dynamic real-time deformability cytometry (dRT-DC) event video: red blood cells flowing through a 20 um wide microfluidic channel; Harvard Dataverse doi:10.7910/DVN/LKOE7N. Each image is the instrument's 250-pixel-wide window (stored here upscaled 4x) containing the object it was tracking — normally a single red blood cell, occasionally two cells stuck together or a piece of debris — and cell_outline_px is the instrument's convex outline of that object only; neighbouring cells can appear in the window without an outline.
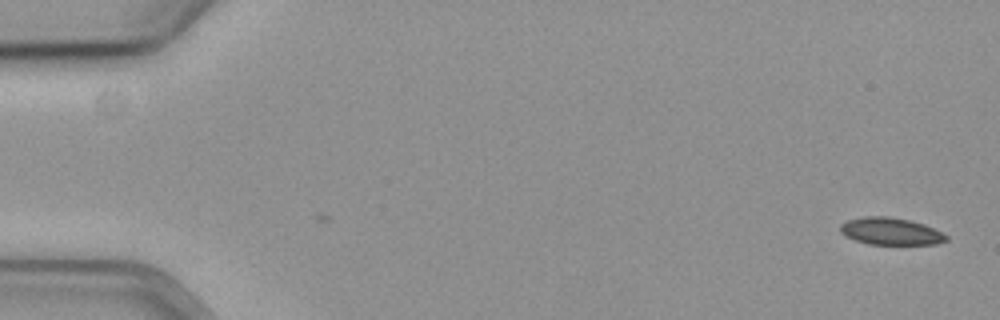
{"species": "common noctule bat (a hibernating species)", "species_latin": "Nyctalus noctula", "temperature_condition": "cold", "stored_images_in_passage": 58, "camera_frame_rate_fps": 3000, "um_per_image_px": 0.085, "animal": {"sex": "female", "body_mass_g": 19.3, "forearm_length_mm": 54.1}, "frame": {"image": 1, "passage_image": 1, "time_ms": 0.0, "image_size_px": [1000, 320], "cell_outline_px": [[948, 240], [936, 244], [868, 244], [844, 236], [840, 232], [840, 224], [848, 220], [864, 216], [888, 216], [908, 220], [924, 224], [948, 236]], "centroid_in_image_um": [75.68, 19.66], "position_along_channel_um": 9.3, "area_um2": 16.7}}
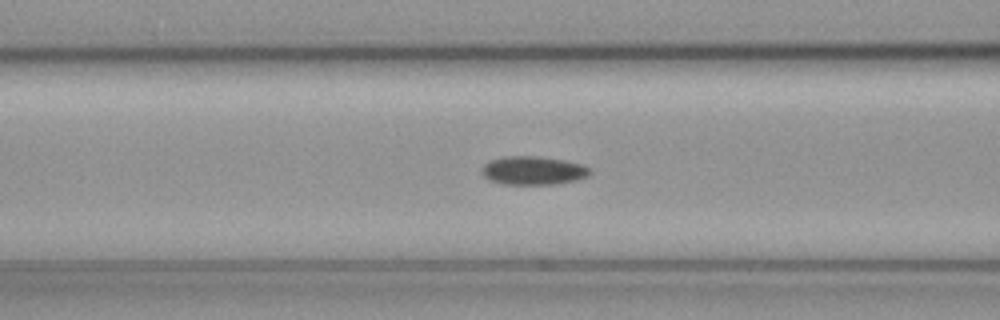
{"frame": {"image": 2, "passage_image": 23, "time_ms": 7.333, "image_size_px": [1000, 320], "cell_outline_px": [[592, 172], [588, 176], [576, 180], [556, 184], [500, 184], [488, 180], [480, 172], [480, 168], [484, 164], [492, 160], [508, 156], [536, 156], [564, 160], [580, 164], [592, 168]], "centroid_in_image_um": [45.31, 14.5], "position_along_channel_um": 121.3, "area_um2": 18.09}}
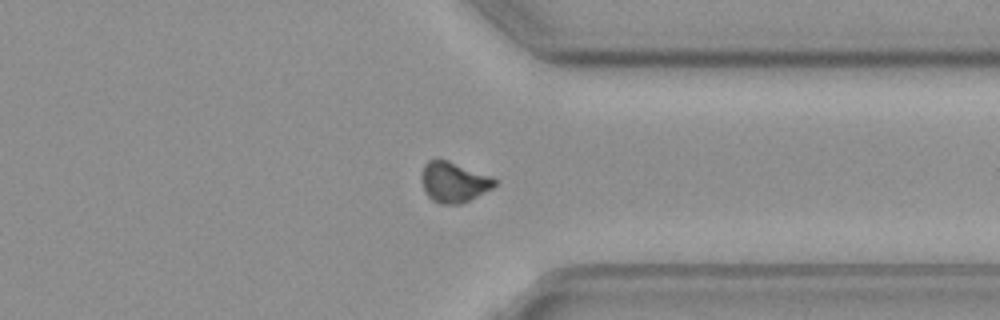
{"frame": {"image": 3, "passage_image": 44, "time_ms": 14.333, "image_size_px": [1000, 320], "cell_outline_px": [[496, 184], [492, 188], [460, 204], [440, 204], [432, 200], [428, 196], [420, 180], [420, 176], [424, 164], [428, 160], [448, 160], [496, 176]], "centroid_in_image_um": [38.58, 15.45], "position_along_channel_um": 372.8, "area_um2": 17.46}}